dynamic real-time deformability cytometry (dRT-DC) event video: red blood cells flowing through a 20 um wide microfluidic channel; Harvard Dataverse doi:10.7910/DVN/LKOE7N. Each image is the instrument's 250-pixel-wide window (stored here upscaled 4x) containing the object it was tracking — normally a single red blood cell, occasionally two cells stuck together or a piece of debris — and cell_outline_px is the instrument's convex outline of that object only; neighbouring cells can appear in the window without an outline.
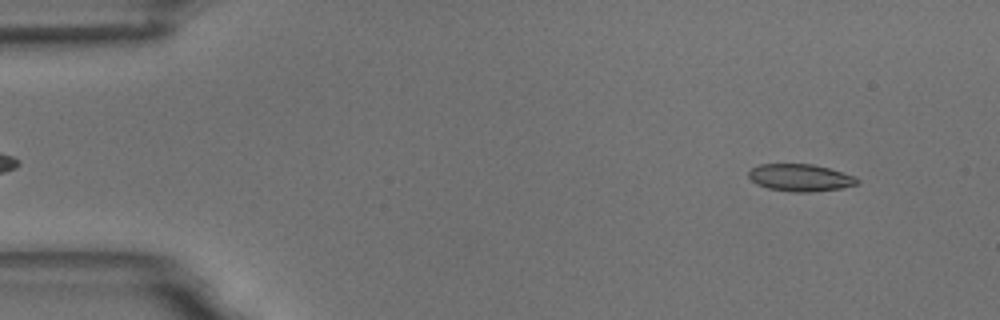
{"species": "common noctule bat (a hibernating species)", "species_latin": "Nyctalus noctula", "temperature_condition": "room temperature", "stored_images_in_passage": 52, "camera_frame_rate_fps": 3000, "um_per_image_px": 0.085, "animal": {"sex": "male", "body_mass_g": 18.8}, "frame": {"image": 1, "passage_image": 2, "time_ms": 0.333, "image_size_px": [1000, 320], "cell_outline_px": [[860, 180], [856, 184], [840, 188], [808, 192], [792, 192], [768, 188], [756, 184], [748, 176], [748, 172], [752, 168], [760, 164], [812, 164], [828, 168], [856, 176]], "centroid_in_image_um": [68.01, 15.1], "position_along_channel_um": 17.0, "area_um2": 17.11}}
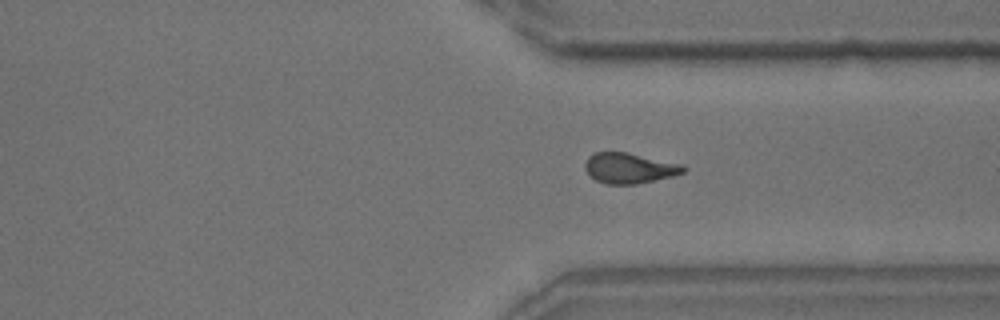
{"frame": {"image": 2, "passage_image": 38, "time_ms": 12.333, "image_size_px": [1000, 320], "cell_outline_px": [[688, 168], [684, 172], [672, 176], [636, 184], [604, 184], [596, 180], [584, 168], [584, 164], [588, 156], [592, 152], [628, 152], [684, 164]], "centroid_in_image_um": [53.51, 14.27], "position_along_channel_um": 357.9, "area_um2": 17.63}}
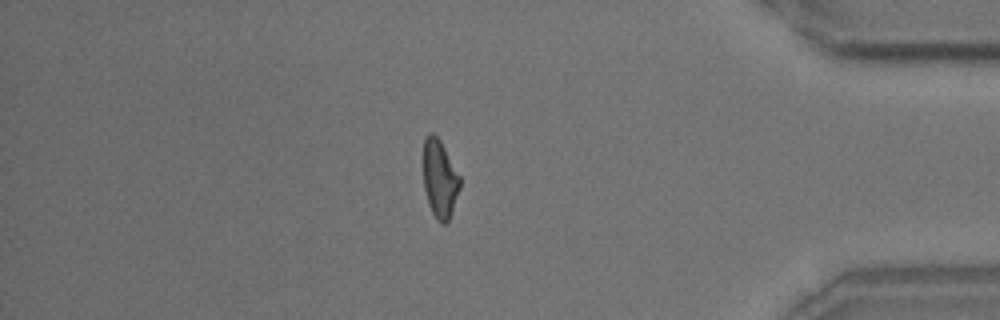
{"frame": {"image": 3, "passage_image": 44, "time_ms": 14.333, "image_size_px": [1000, 320], "cell_outline_px": [[460, 188], [452, 212], [448, 220], [444, 224], [440, 224], [436, 220], [428, 204], [424, 188], [424, 140], [428, 132], [432, 132], [440, 140], [460, 176]], "centroid_in_image_um": [37.38, 15.22], "position_along_channel_um": 397.8, "area_um2": 16.59}, "authors_computed_cell_mechanics": {"area_um2": 17.4267, "velocity_mm_per_s": 3.6579, "shape_relaxation_time_tau1_ms": 8.3105, "shape_relaxation_time_tau2_ms": 2.7079, "deformation_change_tau1": 0.1989, "deformation_change_tau2": 0.1084}}